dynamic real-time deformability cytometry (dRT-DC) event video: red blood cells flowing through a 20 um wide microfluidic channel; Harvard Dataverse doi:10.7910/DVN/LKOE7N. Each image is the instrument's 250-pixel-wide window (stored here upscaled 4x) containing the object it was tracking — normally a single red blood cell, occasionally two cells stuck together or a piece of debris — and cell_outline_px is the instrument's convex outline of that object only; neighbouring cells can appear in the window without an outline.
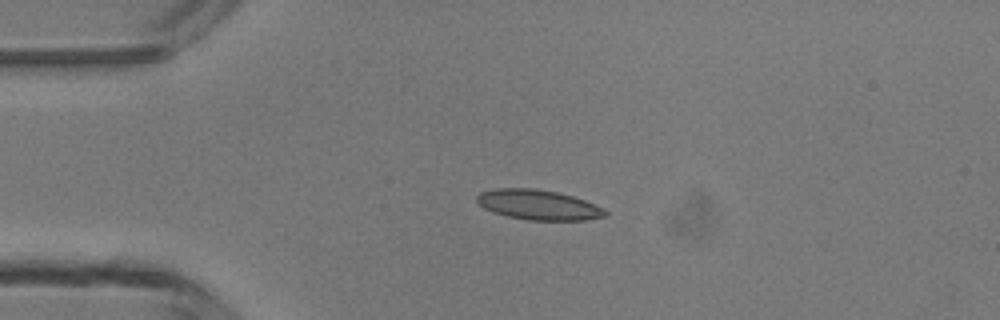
{"species": "common noctule bat (a hibernating species)", "species_latin": "Nyctalus noctula", "temperature_condition": "room temperature", "stored_images_in_passage": 5, "camera_frame_rate_fps": 3000, "um_per_image_px": 0.085, "animal": {"sex": "male", "body_mass_g": 13.3}, "frame": {"image": 1, "passage_image": 3, "time_ms": 2.333, "image_size_px": [1000, 320], "cell_outline_px": [[608, 216], [584, 220], [528, 220], [508, 216], [492, 212], [484, 208], [476, 200], [476, 196], [480, 192], [496, 188], [532, 188], [556, 192], [572, 196], [584, 200], [608, 212]], "centroid_in_image_um": [45.72, 17.41], "position_along_channel_um": 39.3, "area_um2": 22.25}}
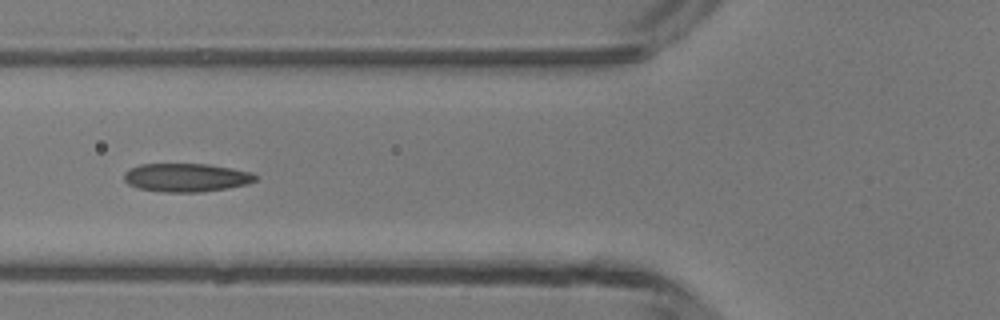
{"frame": {"image": 2, "passage_image": 5, "time_ms": 4.667, "image_size_px": [1000, 320], "cell_outline_px": [[256, 180], [248, 184], [228, 188], [200, 192], [164, 192], [136, 188], [128, 184], [124, 180], [124, 172], [128, 168], [140, 164], [208, 164], [232, 168], [252, 172], [256, 176]], "centroid_in_image_um": [15.81, 15.09], "position_along_channel_um": 110.0, "area_um2": 21.96}}